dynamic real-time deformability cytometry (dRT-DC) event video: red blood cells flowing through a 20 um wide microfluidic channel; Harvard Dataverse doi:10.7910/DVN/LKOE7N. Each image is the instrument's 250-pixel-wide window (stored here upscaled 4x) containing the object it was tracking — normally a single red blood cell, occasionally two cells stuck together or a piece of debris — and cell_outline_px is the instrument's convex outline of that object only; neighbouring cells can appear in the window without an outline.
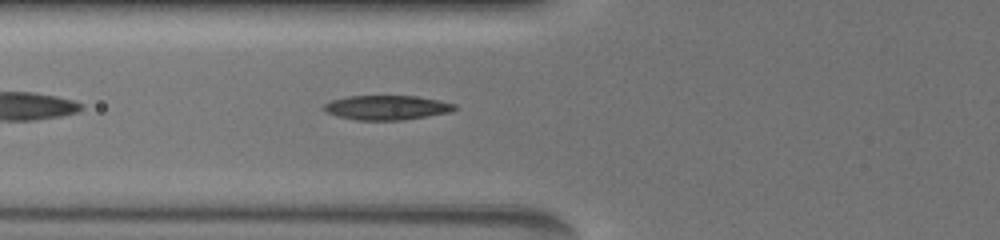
{"species": "common noctule bat (a hibernating species)", "species_latin": "Nyctalus noctula", "temperature_condition": "warm", "stored_images_in_passage": 28, "camera_frame_rate_fps": 3000, "um_per_image_px": 0.085, "animal": {"sex": "female", "body_mass_g": 19.5, "forearm_length_mm": 54.1}, "frame": {"image": 1, "passage_image": 4, "time_ms": 1.333, "image_size_px": [1000, 240], "cell_outline_px": [[460, 108], [452, 112], [400, 120], [356, 120], [324, 112], [324, 104], [332, 100], [348, 96], [416, 96], [440, 100], [456, 104]], "centroid_in_image_um": [32.93, 9.14], "position_along_channel_um": 92.9, "area_um2": 18.67}}
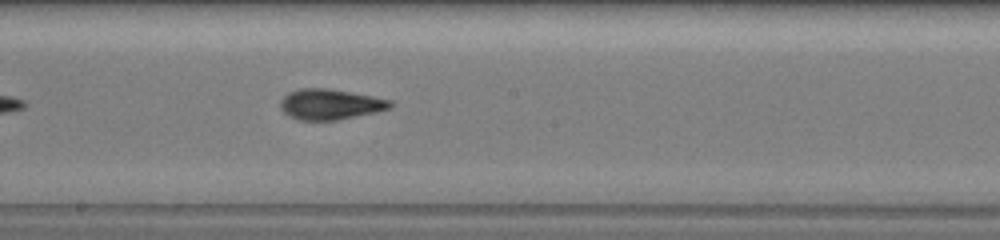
{"frame": {"image": 2, "passage_image": 11, "time_ms": 4.667, "image_size_px": [1000, 240], "cell_outline_px": [[392, 104], [388, 108], [376, 112], [336, 120], [300, 120], [288, 116], [280, 108], [280, 100], [288, 92], [300, 88], [328, 88], [372, 96], [392, 100]], "centroid_in_image_um": [28.02, 8.86], "position_along_channel_um": 220.2, "area_um2": 19.48}}
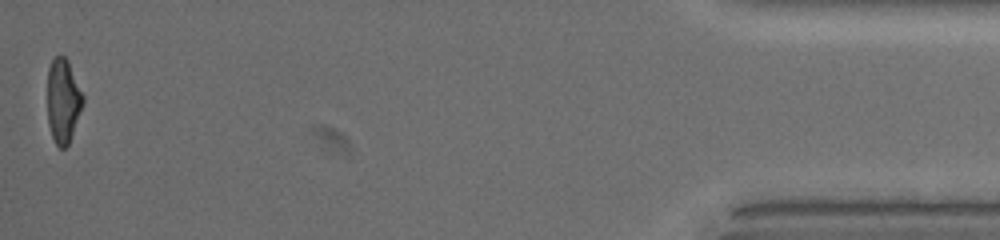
{"frame": {"image": 3, "passage_image": 28, "time_ms": 12.333, "image_size_px": [1000, 240], "cell_outline_px": [[84, 104], [68, 144], [64, 148], [60, 148], [56, 144], [52, 136], [48, 124], [48, 68], [52, 60], [56, 56], [64, 56], [68, 60], [84, 96]], "centroid_in_image_um": [5.37, 8.56], "position_along_channel_um": 429.8, "area_um2": 17.4}, "authors_computed_cell_mechanics": {"area_um2": 18.6983, "velocity_mm_per_s": 3.7956, "shape_relaxation_time_tau1_ms": 6.9215, "shape_relaxation_time_tau2_ms": 1.2642, "deformation_change_tau1": 0.2629, "deformation_change_tau2": 0.0712}}